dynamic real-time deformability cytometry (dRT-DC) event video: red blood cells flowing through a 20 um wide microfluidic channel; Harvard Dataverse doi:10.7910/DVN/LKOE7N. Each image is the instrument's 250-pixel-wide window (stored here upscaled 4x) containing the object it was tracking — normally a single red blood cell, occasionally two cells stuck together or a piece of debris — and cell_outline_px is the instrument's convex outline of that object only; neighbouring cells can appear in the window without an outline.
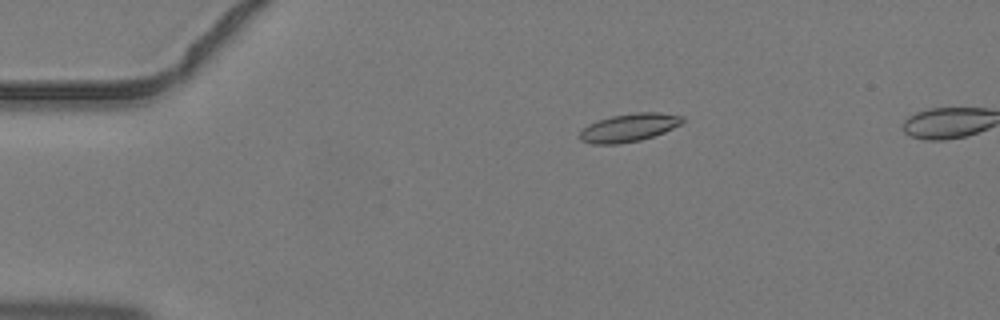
{"species": "common noctule bat (a hibernating species)", "species_latin": "Nyctalus noctula", "temperature_condition": "warm", "stored_images_in_passage": 4, "segment_of_instrument_passage": [1, 2], "camera_frame_rate_fps": 3000, "um_per_image_px": 0.085, "animal": {"sex": "male", "body_mass_g": 19.2, "forearm_length_mm": 51.8}, "frame": {"image": 1, "passage_image": 2, "time_ms": 0.333, "image_size_px": [1000, 320], "cell_outline_px": [[684, 120], [680, 124], [664, 132], [640, 140], [616, 144], [592, 144], [580, 140], [580, 132], [588, 124], [612, 116], [636, 112], [660, 112], [684, 116]], "centroid_in_image_um": [53.47, 10.84], "position_along_channel_um": 31.5, "area_um2": 16.65}}